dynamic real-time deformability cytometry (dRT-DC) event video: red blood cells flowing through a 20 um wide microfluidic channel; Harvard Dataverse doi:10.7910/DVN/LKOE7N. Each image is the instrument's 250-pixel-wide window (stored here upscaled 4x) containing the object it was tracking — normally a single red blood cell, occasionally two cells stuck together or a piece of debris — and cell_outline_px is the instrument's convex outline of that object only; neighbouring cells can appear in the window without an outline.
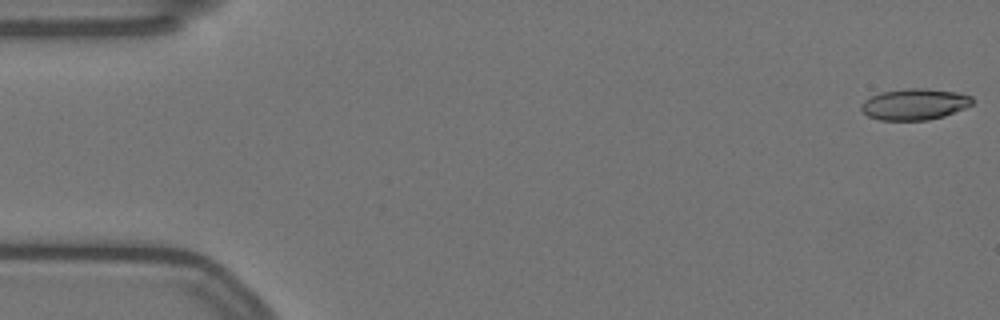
{"species": "Egyptian fruit bat (a non-hibernating species)", "species_latin": "Rousettus aegyptiacus", "temperature_condition": "warm", "stored_images_in_passage": 10, "camera_frame_rate_fps": 3000, "um_per_image_px": 0.085, "animal": {"sex": "female"}, "frame": {"image": 1, "passage_image": 1, "time_ms": 0.0, "image_size_px": [1000, 320], "cell_outline_px": [[972, 104], [964, 108], [944, 116], [928, 120], [880, 120], [868, 116], [860, 108], [860, 104], [864, 100], [872, 96], [884, 92], [908, 88], [928, 88], [956, 92], [972, 96]], "centroid_in_image_um": [77.74, 8.86], "position_along_channel_um": 7.3, "area_um2": 20.11}}